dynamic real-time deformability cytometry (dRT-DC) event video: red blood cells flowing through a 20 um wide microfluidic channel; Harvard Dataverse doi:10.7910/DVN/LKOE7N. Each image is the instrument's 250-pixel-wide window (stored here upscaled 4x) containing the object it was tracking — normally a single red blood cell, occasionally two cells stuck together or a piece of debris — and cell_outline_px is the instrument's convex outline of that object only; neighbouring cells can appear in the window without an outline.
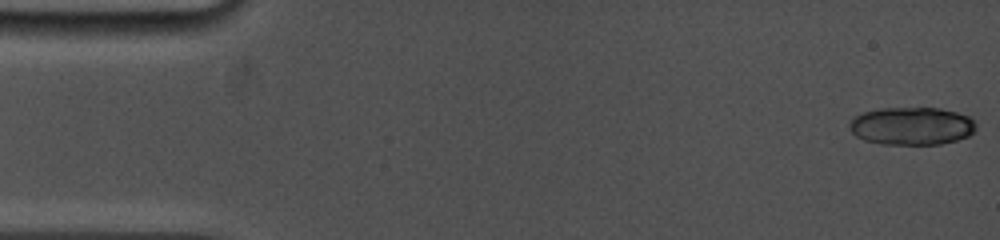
{"species": "common noctule bat (a hibernating species)", "species_latin": "Nyctalus noctula", "temperature_condition": "cold", "stored_images_in_passage": 28, "camera_frame_rate_fps": 5000, "um_per_image_px": 0.085, "animal": {"sex": "female", "body_mass_g": 19.0, "forearm_length_mm": 53.3}, "frame": {"image": 1, "passage_image": 1, "time_ms": 0.0, "image_size_px": [1000, 240], "cell_outline_px": [[976, 128], [968, 136], [956, 140], [940, 144], [880, 144], [864, 140], [856, 136], [852, 132], [848, 124], [852, 116], [864, 112], [880, 108], [940, 108], [956, 112], [968, 116], [976, 124]], "centroid_in_image_um": [77.46, 10.71], "position_along_channel_um": 7.5, "area_um2": 27.98}}
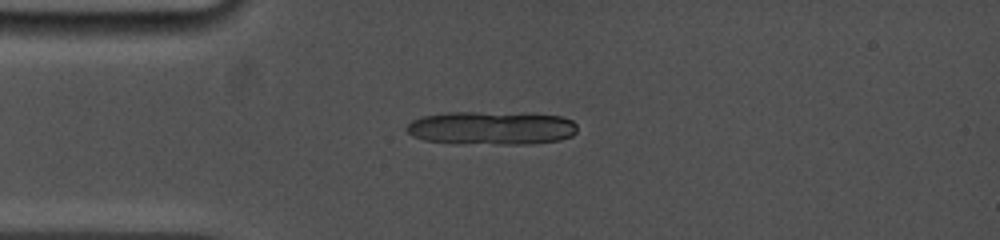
{"frame": {"image": 2, "passage_image": 28, "time_ms": 3.8, "image_size_px": [1000, 240], "cell_outline_px": [[576, 132], [572, 136], [560, 140], [532, 144], [496, 144], [424, 140], [412, 136], [404, 128], [412, 120], [420, 116], [448, 112], [476, 112], [560, 116], [572, 120], [576, 124]], "centroid_in_image_um": [41.76, 10.88], "position_along_channel_um": 43.2, "area_um2": 32.83}}